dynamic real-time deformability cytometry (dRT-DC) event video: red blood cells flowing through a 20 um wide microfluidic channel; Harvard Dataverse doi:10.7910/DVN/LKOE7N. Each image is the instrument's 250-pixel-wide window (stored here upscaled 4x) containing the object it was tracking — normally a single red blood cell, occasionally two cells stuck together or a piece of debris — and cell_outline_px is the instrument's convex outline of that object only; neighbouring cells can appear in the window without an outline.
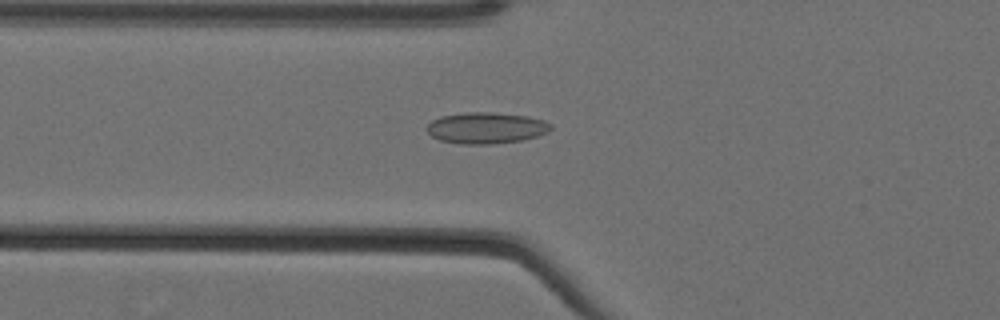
{"species": "Egyptian fruit bat (a non-hibernating species)", "species_latin": "Rousettus aegyptiacus", "temperature_condition": "cold", "stored_images_in_passage": 59, "camera_frame_rate_fps": 3000, "um_per_image_px": 0.085, "animal": {"sex": "female"}, "frame": {"image": 1, "passage_image": 24, "time_ms": 7.667, "image_size_px": [1000, 320], "cell_outline_px": [[552, 128], [548, 132], [536, 136], [520, 140], [492, 144], [460, 144], [440, 140], [432, 136], [424, 128], [432, 120], [440, 116], [464, 112], [488, 112], [528, 116], [544, 120], [552, 124]], "centroid_in_image_um": [41.3, 10.87], "position_along_channel_um": 84.5, "area_um2": 22.66}}
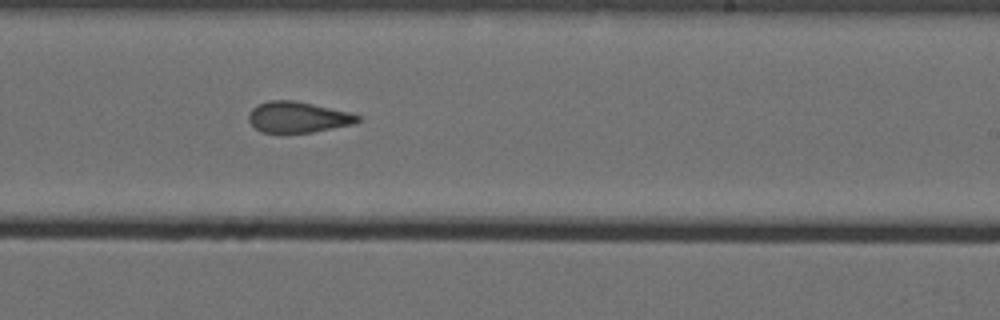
{"frame": {"image": 2, "passage_image": 39, "time_ms": 12.667, "image_size_px": [1000, 320], "cell_outline_px": [[360, 120], [352, 124], [312, 132], [260, 132], [248, 120], [248, 112], [256, 104], [268, 100], [292, 100], [312, 104], [348, 112], [360, 116]], "centroid_in_image_um": [25.26, 9.94], "position_along_channel_um": 263.7, "area_um2": 19.42}}
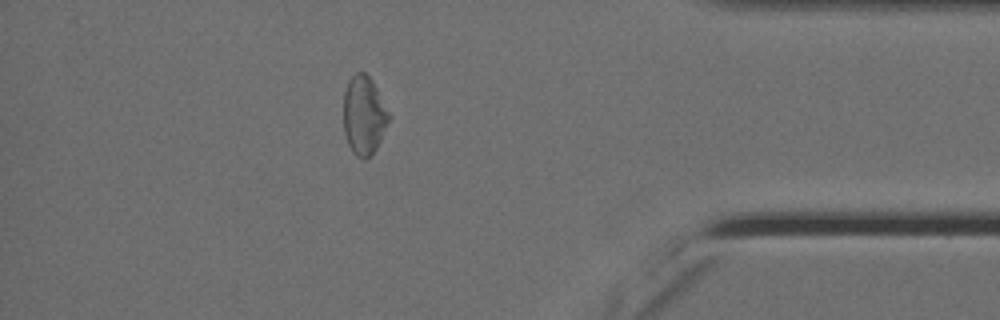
{"frame": {"image": 3, "passage_image": 53, "time_ms": 17.333, "image_size_px": [1000, 320], "cell_outline_px": [[392, 116], [372, 156], [364, 160], [356, 156], [352, 152], [348, 144], [344, 132], [344, 92], [348, 80], [356, 72], [364, 72], [372, 80]], "centroid_in_image_um": [30.94, 9.82], "position_along_channel_um": 404.3, "area_um2": 21.04}, "authors_computed_cell_mechanics": {"area_um2": 21.5594, "velocity_mm_per_s": 3.5715, "shape_relaxation_time_tau1_ms": null, "shape_relaxation_time_tau2_ms": 2.276, "deformation_change_tau1": null, "deformation_change_tau2": 0.0904}}